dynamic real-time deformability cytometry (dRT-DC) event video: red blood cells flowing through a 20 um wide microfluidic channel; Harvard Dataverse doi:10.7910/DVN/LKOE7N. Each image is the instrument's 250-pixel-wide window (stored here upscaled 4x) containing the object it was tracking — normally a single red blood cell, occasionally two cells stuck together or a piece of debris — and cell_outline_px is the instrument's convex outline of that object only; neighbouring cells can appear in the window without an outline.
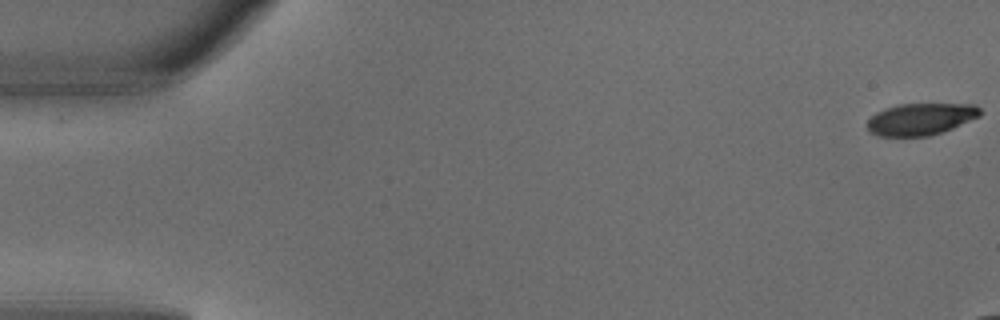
{"species": "common noctule bat (a hibernating species)", "species_latin": "Nyctalus noctula", "temperature_condition": "warm", "stored_images_in_passage": 2, "camera_frame_rate_fps": 3000, "um_per_image_px": 0.085, "animal": {"sex": "male", "body_mass_g": 18.8}, "frame": {"image": 1, "passage_image": 2, "time_ms": 0.333, "image_size_px": [1000, 320], "cell_outline_px": [[980, 116], [952, 128], [928, 136], [876, 136], [868, 132], [864, 124], [876, 112], [884, 108], [896, 104], [976, 104], [980, 108]], "centroid_in_image_um": [78.19, 10.12], "position_along_channel_um": 6.8, "area_um2": 21.15}}